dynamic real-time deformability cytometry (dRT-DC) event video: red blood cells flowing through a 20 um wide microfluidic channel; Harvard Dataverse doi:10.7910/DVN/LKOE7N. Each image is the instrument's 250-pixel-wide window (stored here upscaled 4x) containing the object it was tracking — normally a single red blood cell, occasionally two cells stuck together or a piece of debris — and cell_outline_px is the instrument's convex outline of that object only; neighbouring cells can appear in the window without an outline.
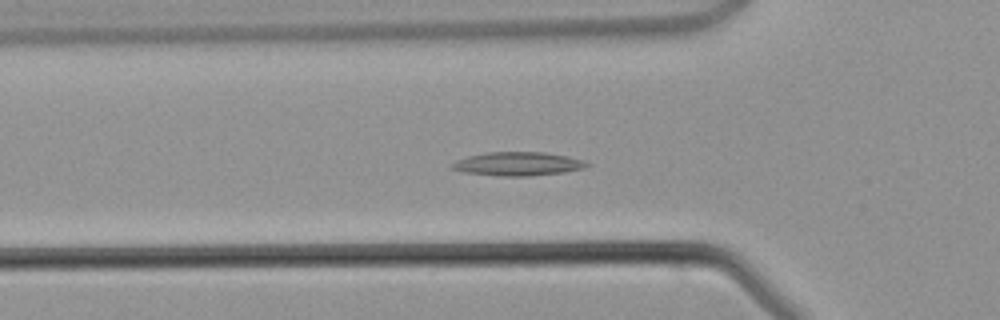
{"species": "common noctule bat (a hibernating species)", "species_latin": "Nyctalus noctula", "temperature_condition": "warm", "stored_images_in_passage": 45, "camera_frame_rate_fps": 3000, "um_per_image_px": 0.085, "animal": {"sex": "male", "body_mass_g": 21.5, "forearm_length_mm": 52.0}, "frame": {"image": 1, "passage_image": 15, "time_ms": 4.667, "image_size_px": [1000, 320], "cell_outline_px": [[592, 164], [584, 168], [564, 172], [528, 176], [504, 176], [464, 172], [448, 168], [448, 164], [456, 160], [468, 156], [484, 152], [544, 152], [568, 156], [584, 160]], "centroid_in_image_um": [43.99, 13.92], "position_along_channel_um": 81.8, "area_um2": 18.79}}
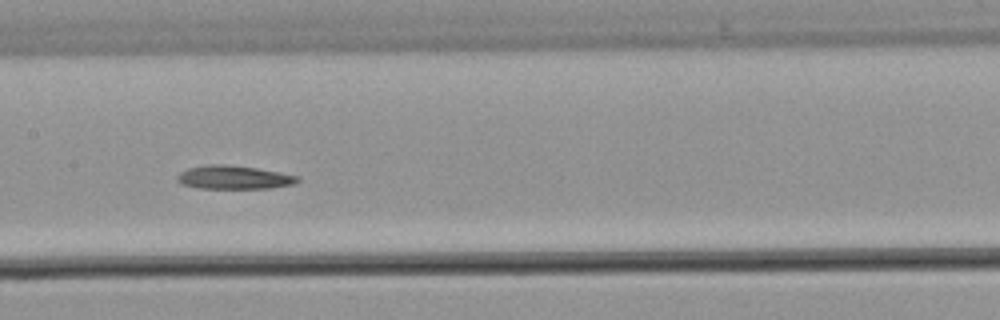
{"frame": {"image": 2, "passage_image": 22, "time_ms": 7.0, "image_size_px": [1000, 320], "cell_outline_px": [[300, 180], [296, 184], [272, 188], [196, 188], [180, 184], [176, 180], [176, 176], [180, 172], [188, 168], [208, 164], [224, 164], [256, 168], [280, 172], [300, 176]], "centroid_in_image_um": [19.88, 15.08], "position_along_channel_um": 187.5, "area_um2": 16.7}}
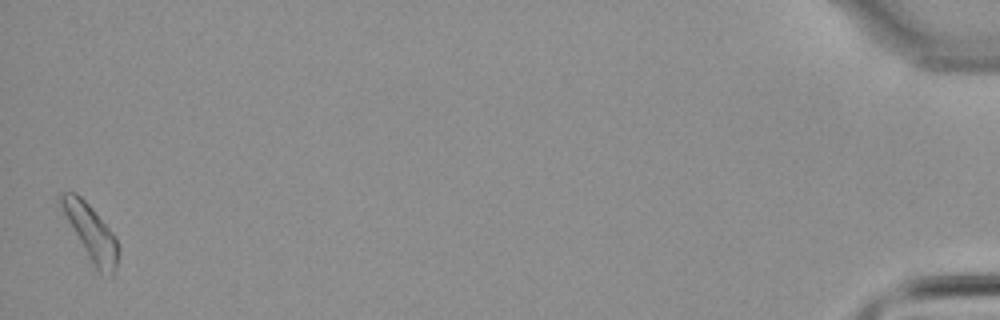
{"frame": {"image": 3, "passage_image": 45, "time_ms": 14.667, "image_size_px": [1000, 320], "cell_outline_px": [[120, 252], [116, 268], [112, 280], [100, 276], [60, 208], [56, 200], [60, 192], [76, 192], [92, 208], [116, 236], [120, 248]], "centroid_in_image_um": [7.76, 19.82], "position_along_channel_um": 427.4, "area_um2": 18.9}}